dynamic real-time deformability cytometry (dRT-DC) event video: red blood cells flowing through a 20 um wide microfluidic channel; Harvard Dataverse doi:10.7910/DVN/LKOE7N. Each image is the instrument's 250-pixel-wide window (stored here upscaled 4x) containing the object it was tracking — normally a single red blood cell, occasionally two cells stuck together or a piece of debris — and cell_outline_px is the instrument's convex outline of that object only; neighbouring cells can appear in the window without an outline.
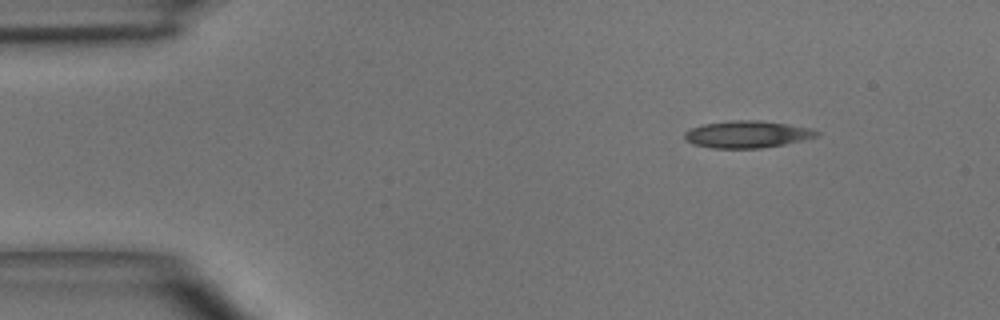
{"species": "common noctule bat (a hibernating species)", "species_latin": "Nyctalus noctula", "temperature_condition": "room temperature", "stored_images_in_passage": 4, "camera_frame_rate_fps": 3000, "um_per_image_px": 0.085, "animal": {"sex": "male", "body_mass_g": 15.6}, "frame": {"image": 1, "passage_image": 1, "time_ms": 0.0, "image_size_px": [1000, 320], "cell_outline_px": [[820, 136], [804, 140], [784, 144], [760, 148], [712, 148], [692, 144], [684, 140], [684, 132], [692, 128], [704, 124], [732, 120], [760, 120], [808, 128], [820, 132]], "centroid_in_image_um": [63.48, 11.42], "position_along_channel_um": 21.5, "area_um2": 20.75}}
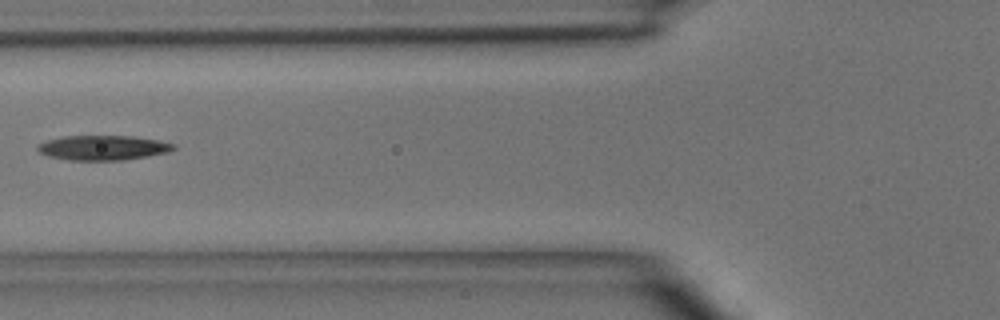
{"frame": {"image": 2, "passage_image": 4, "time_ms": 4.0, "image_size_px": [1000, 320], "cell_outline_px": [[176, 148], [168, 152], [124, 160], [68, 160], [48, 156], [40, 152], [36, 148], [36, 144], [48, 140], [64, 136], [132, 136], [160, 140], [176, 144]], "centroid_in_image_um": [8.76, 12.55], "position_along_channel_um": 117.0, "area_um2": 19.65}}